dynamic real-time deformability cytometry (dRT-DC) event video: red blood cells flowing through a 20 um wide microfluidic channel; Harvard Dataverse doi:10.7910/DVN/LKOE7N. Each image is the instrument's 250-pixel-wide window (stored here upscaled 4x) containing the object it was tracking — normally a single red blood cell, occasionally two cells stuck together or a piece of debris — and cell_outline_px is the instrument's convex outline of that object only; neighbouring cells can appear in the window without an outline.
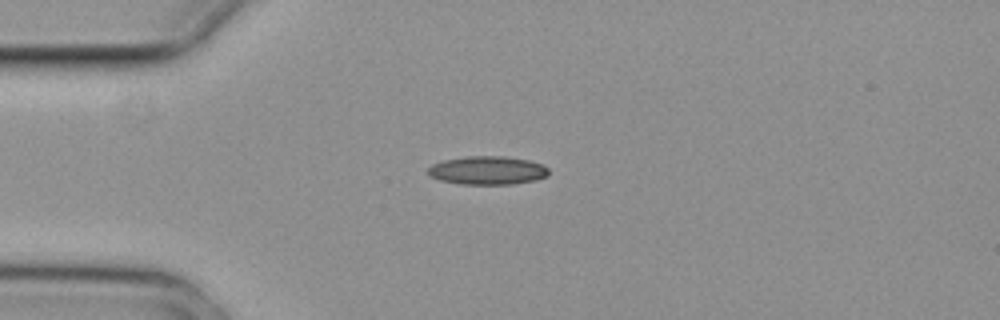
{"species": "common noctule bat (a hibernating species)", "species_latin": "Nyctalus noctula", "temperature_condition": "cold", "stored_images_in_passage": 4, "camera_frame_rate_fps": 3000, "um_per_image_px": 0.085, "animal": {"sex": "female", "body_mass_g": 29.2, "forearm_length_mm": 56.3}, "frame": {"image": 1, "passage_image": 4, "time_ms": 1.0, "image_size_px": [1000, 320], "cell_outline_px": [[548, 176], [536, 180], [512, 184], [460, 184], [440, 180], [432, 176], [428, 172], [428, 168], [432, 164], [444, 160], [464, 156], [500, 156], [528, 160], [544, 164], [548, 168]], "centroid_in_image_um": [41.46, 14.48], "position_along_channel_um": 43.5, "area_um2": 20.0}}